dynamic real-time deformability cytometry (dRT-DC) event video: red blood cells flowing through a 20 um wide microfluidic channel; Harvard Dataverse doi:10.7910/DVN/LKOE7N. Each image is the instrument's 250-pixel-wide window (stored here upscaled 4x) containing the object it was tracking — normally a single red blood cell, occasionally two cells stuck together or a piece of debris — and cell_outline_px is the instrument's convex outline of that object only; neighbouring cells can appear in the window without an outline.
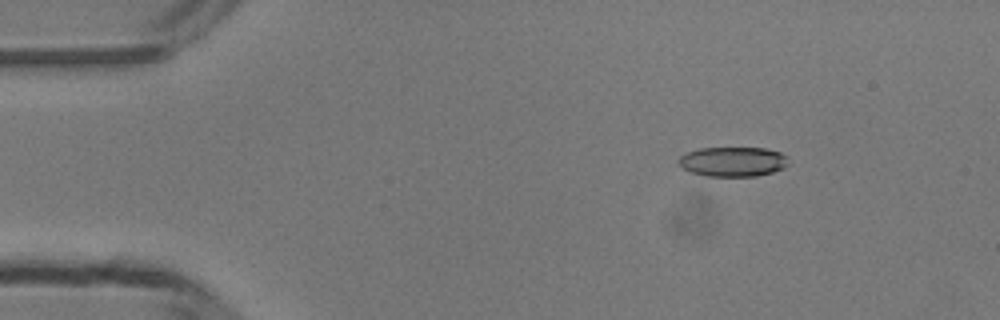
{"species": "common noctule bat (a hibernating species)", "species_latin": "Nyctalus noctula", "temperature_condition": "room temperature", "stored_images_in_passage": 47, "camera_frame_rate_fps": 3000, "um_per_image_px": 0.085, "animal": {"sex": "male", "body_mass_g": 13.3}, "frame": {"image": 1, "passage_image": 5, "time_ms": 1.333, "image_size_px": [1000, 320], "cell_outline_px": [[788, 164], [784, 168], [772, 172], [756, 176], [704, 176], [688, 172], [676, 160], [680, 156], [688, 152], [700, 148], [768, 148], [780, 152], [788, 156]], "centroid_in_image_um": [62.3, 13.74], "position_along_channel_um": 22.7, "area_um2": 19.19}}
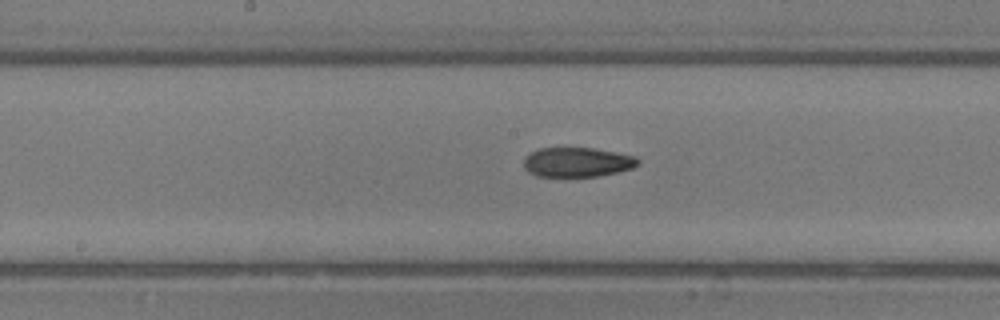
{"frame": {"image": 2, "passage_image": 23, "time_ms": 7.333, "image_size_px": [1000, 320], "cell_outline_px": [[640, 164], [632, 168], [616, 172], [596, 176], [536, 176], [528, 172], [524, 168], [524, 160], [532, 152], [540, 148], [592, 148], [616, 152], [636, 156], [640, 160]], "centroid_in_image_um": [49.09, 13.78], "position_along_channel_um": 199.1, "area_um2": 19.54}}
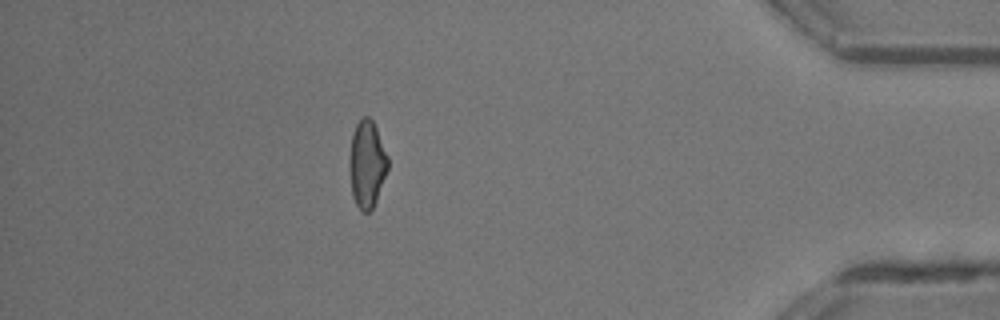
{"frame": {"image": 3, "passage_image": 41, "time_ms": 13.333, "image_size_px": [1000, 320], "cell_outline_px": [[388, 168], [376, 200], [372, 208], [368, 212], [360, 212], [352, 196], [348, 164], [348, 160], [352, 132], [356, 124], [364, 116], [368, 116], [372, 120], [376, 128], [388, 156]], "centroid_in_image_um": [31.16, 13.95], "position_along_channel_um": 404.0, "area_um2": 19.65}, "authors_computed_cell_mechanics": {"area_um2": 19.9988, "velocity_mm_per_s": 4.2281, "shape_relaxation_time_tau1_ms": null, "shape_relaxation_time_tau2_ms": 4.7835, "deformation_change_tau1": null, "deformation_change_tau2": 0.1099}}